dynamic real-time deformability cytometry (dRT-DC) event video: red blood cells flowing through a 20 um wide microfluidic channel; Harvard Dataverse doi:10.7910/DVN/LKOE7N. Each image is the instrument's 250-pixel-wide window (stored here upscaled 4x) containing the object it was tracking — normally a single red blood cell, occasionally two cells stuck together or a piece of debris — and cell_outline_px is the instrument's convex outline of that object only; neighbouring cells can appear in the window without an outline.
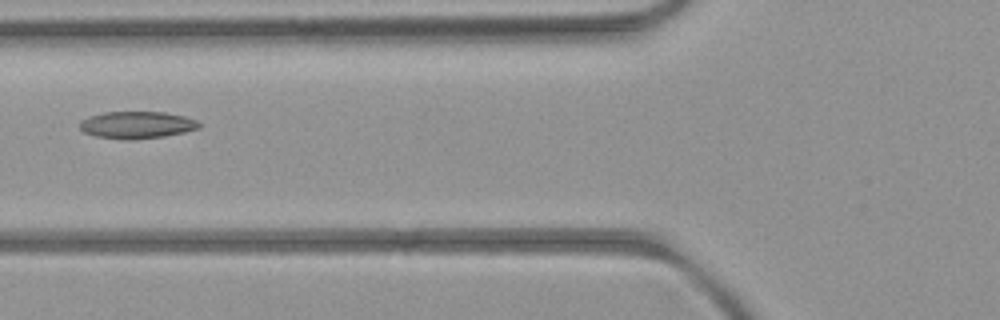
{"species": "common noctule bat (a hibernating species)", "species_latin": "Nyctalus noctula", "temperature_condition": "room temperature", "stored_images_in_passage": 5, "camera_frame_rate_fps": 3000, "um_per_image_px": 0.085, "animal": {"sex": "female", "body_mass_g": 21.9}, "frame": {"image": 1, "passage_image": 4, "time_ms": 3.333, "image_size_px": [1000, 320], "cell_outline_px": [[200, 128], [184, 132], [164, 136], [128, 140], [96, 136], [84, 132], [80, 128], [80, 120], [88, 116], [104, 112], [164, 112], [184, 116], [196, 120], [200, 124]], "centroid_in_image_um": [11.62, 10.61], "position_along_channel_um": 114.2, "area_um2": 18.79}}
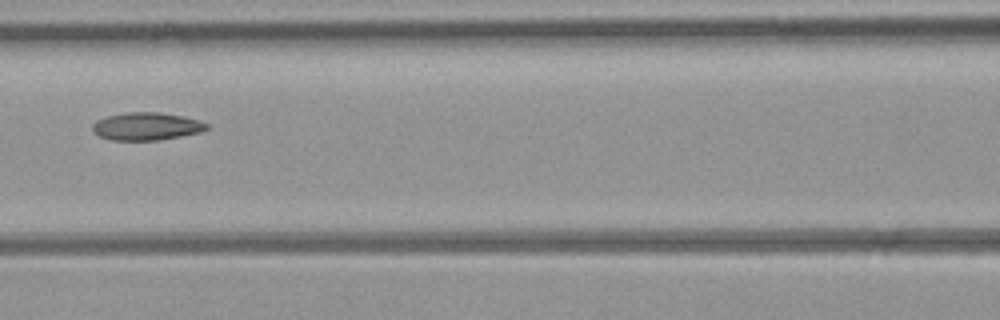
{"frame": {"image": 2, "passage_image": 5, "time_ms": 4.333, "image_size_px": [1000, 320], "cell_outline_px": [[208, 128], [200, 132], [160, 140], [112, 140], [100, 136], [92, 132], [92, 124], [96, 120], [108, 116], [124, 112], [160, 112], [184, 116], [200, 120], [208, 124]], "centroid_in_image_um": [12.44, 10.73], "position_along_channel_um": 154.2, "area_um2": 18.55}}